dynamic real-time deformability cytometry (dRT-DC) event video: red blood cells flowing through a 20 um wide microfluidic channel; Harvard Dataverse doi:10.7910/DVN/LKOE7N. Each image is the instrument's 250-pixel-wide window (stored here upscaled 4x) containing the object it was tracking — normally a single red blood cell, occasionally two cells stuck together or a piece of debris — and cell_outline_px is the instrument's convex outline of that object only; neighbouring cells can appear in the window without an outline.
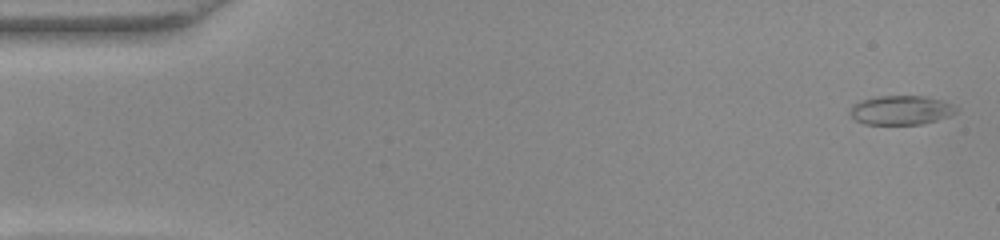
{"species": "common noctule bat (a hibernating species)", "species_latin": "Nyctalus noctula", "temperature_condition": "warm", "stored_images_in_passage": 52, "camera_frame_rate_fps": 3000, "um_per_image_px": 0.085, "animal": {"sex": "female", "body_mass_g": 22.0, "forearm_length_mm": 56.7}, "frame": {"image": 1, "passage_image": 2, "time_ms": 0.333, "image_size_px": [1000, 240], "cell_outline_px": [[960, 108], [956, 112], [948, 116], [936, 120], [920, 124], [864, 124], [856, 120], [852, 116], [852, 104], [860, 100], [876, 96], [924, 96], [940, 100], [952, 104]], "centroid_in_image_um": [76.59, 9.35], "position_along_channel_um": 8.4, "area_um2": 17.92}}
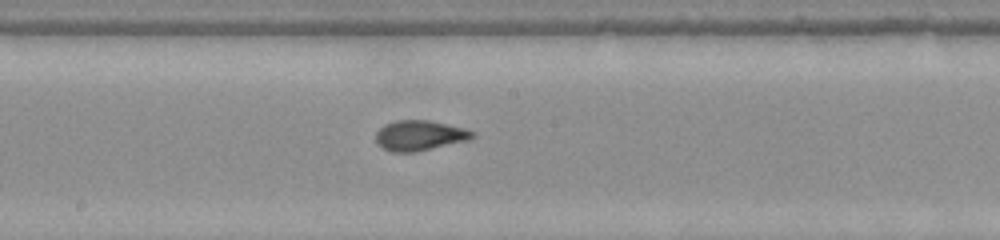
{"frame": {"image": 2, "passage_image": 28, "time_ms": 9.0, "image_size_px": [1000, 240], "cell_outline_px": [[476, 136], [468, 140], [416, 152], [392, 152], [380, 148], [376, 144], [376, 132], [384, 124], [396, 120], [428, 120], [464, 128], [476, 132]], "centroid_in_image_um": [35.64, 11.52], "position_along_channel_um": 212.6, "area_um2": 17.17}}
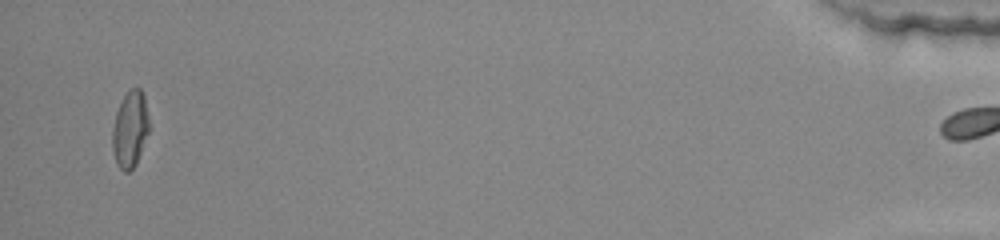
{"frame": {"image": 3, "passage_image": 51, "time_ms": 16.667, "image_size_px": [1000, 240], "cell_outline_px": [[148, 132], [136, 164], [128, 172], [124, 172], [116, 164], [112, 152], [112, 128], [116, 112], [128, 88], [140, 88], [144, 96], [148, 116]], "centroid_in_image_um": [11.03, 10.99], "position_along_channel_um": 424.2, "area_um2": 16.3}}